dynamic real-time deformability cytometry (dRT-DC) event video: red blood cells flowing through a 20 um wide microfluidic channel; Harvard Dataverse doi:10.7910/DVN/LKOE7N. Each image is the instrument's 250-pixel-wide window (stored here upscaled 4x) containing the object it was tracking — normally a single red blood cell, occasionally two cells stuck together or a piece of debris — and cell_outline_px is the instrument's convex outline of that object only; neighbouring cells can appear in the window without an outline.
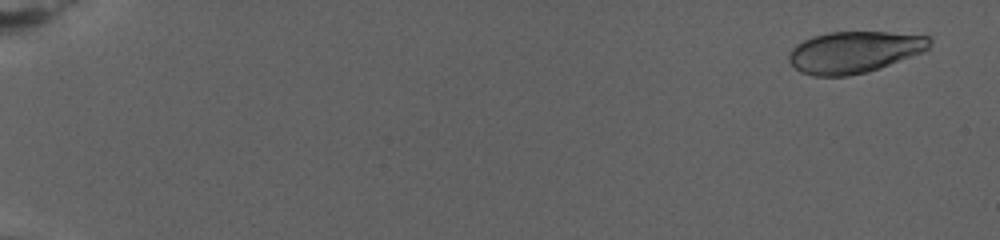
{"species": "human", "species_latin": "Homo sapiens", "temperature_condition": "warm", "stored_images_in_passage": 68, "camera_frame_rate_fps": 3000, "um_per_image_px": 0.085, "donor": {"sex": "female"}, "frame": {"image": 1, "passage_image": 1, "time_ms": 0.0, "image_size_px": [1000, 240], "cell_outline_px": [[932, 40], [928, 48], [924, 52], [880, 68], [848, 76], [812, 76], [800, 72], [788, 60], [788, 52], [796, 44], [812, 36], [828, 32], [888, 32], [928, 36]], "centroid_in_image_um": [72.59, 4.42], "position_along_channel_um": 12.4, "area_um2": 34.22}}
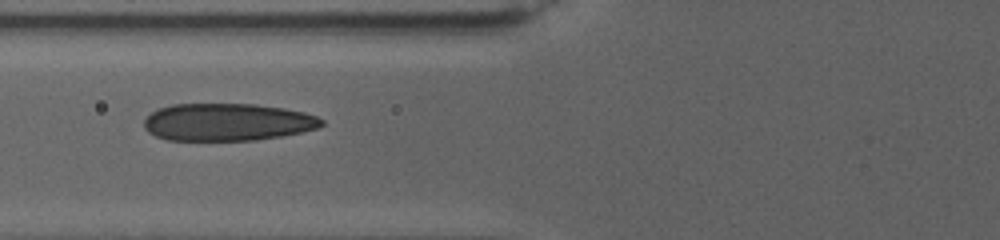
{"frame": {"image": 2, "passage_image": 39, "time_ms": 10.667, "image_size_px": [1000, 240], "cell_outline_px": [[324, 124], [316, 128], [300, 132], [280, 136], [256, 140], [168, 140], [156, 136], [148, 132], [144, 128], [144, 120], [152, 112], [160, 108], [172, 104], [256, 104], [284, 108], [304, 112], [316, 116], [324, 120]], "centroid_in_image_um": [19.32, 10.37], "position_along_channel_um": 106.5, "area_um2": 38.67}}
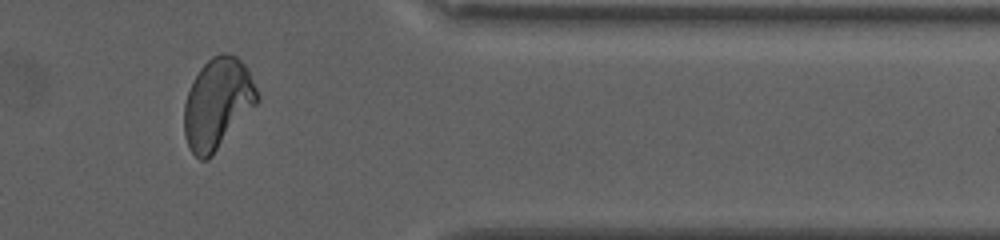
{"frame": {"image": 3, "passage_image": 61, "time_ms": 22.0, "image_size_px": [1000, 240], "cell_outline_px": [[260, 100], [212, 156], [208, 160], [200, 160], [188, 148], [184, 136], [184, 104], [192, 80], [200, 68], [212, 56], [220, 52], [228, 52], [236, 56], [248, 68], [260, 96]], "centroid_in_image_um": [18.49, 8.79], "position_along_channel_um": 392.9, "area_um2": 38.96}, "authors_computed_cell_mechanics": {"area_um2": 37.8879, "velocity_mm_per_s": 2.6382, "shape_relaxation_time_tau1_ms": 6.3976, "shape_relaxation_time_tau2_ms": 1.098, "deformation_change_tau1": 0.1789, "deformation_change_tau2": 0.0708}}